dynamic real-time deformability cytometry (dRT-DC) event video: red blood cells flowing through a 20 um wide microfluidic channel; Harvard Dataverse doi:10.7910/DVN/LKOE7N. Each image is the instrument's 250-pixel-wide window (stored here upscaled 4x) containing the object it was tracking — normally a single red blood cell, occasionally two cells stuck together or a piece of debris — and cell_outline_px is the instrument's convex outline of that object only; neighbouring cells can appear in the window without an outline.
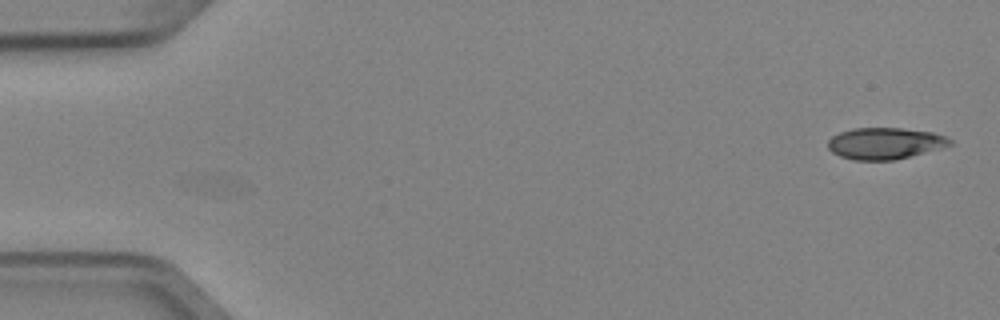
{"species": "Egyptian fruit bat (a non-hibernating species)", "species_latin": "Rousettus aegyptiacus", "temperature_condition": "cold", "stored_images_in_passage": 6, "camera_frame_rate_fps": 3000, "um_per_image_px": 0.085, "animal": {"sex": "female"}, "frame": {"image": 1, "passage_image": 1, "time_ms": 0.0, "image_size_px": [1000, 320], "cell_outline_px": [[952, 144], [896, 160], [852, 160], [840, 156], [832, 152], [828, 148], [828, 140], [832, 136], [840, 132], [852, 128], [900, 128], [932, 132], [944, 136], [952, 140]], "centroid_in_image_um": [75.17, 12.18], "position_along_channel_um": 9.8, "area_um2": 22.25}}
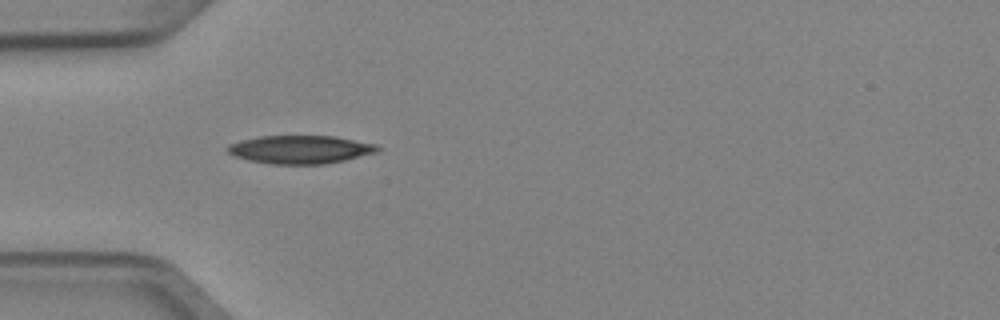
{"frame": {"image": 2, "passage_image": 5, "time_ms": 1.333, "image_size_px": [1000, 320], "cell_outline_px": [[380, 148], [376, 152], [344, 160], [324, 164], [272, 164], [248, 160], [236, 156], [228, 152], [224, 148], [228, 144], [240, 140], [260, 136], [336, 136], [376, 144]], "centroid_in_image_um": [25.49, 12.7], "position_along_channel_um": 59.5, "area_um2": 24.62}}
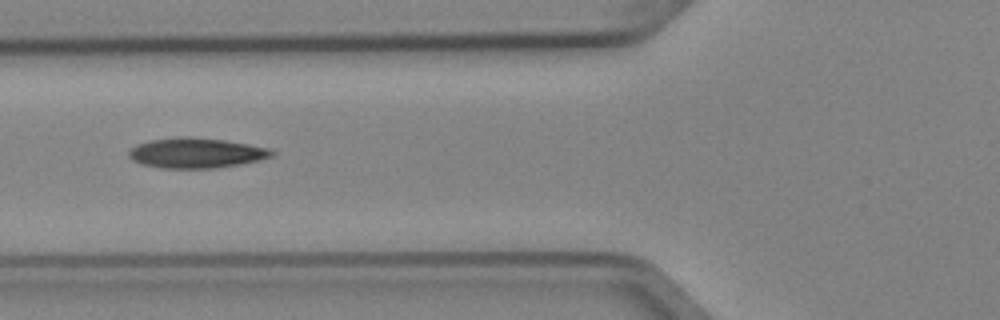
{"frame": {"image": 3, "passage_image": 6, "time_ms": 1.667, "image_size_px": [1000, 320], "cell_outline_px": [[276, 152], [272, 156], [260, 160], [240, 164], [212, 168], [160, 168], [144, 164], [132, 160], [128, 156], [128, 152], [136, 144], [148, 140], [180, 136], [188, 136], [224, 140], [248, 144], [268, 148]], "centroid_in_image_um": [16.65, 12.99], "position_along_channel_um": 109.1, "area_um2": 25.14}}